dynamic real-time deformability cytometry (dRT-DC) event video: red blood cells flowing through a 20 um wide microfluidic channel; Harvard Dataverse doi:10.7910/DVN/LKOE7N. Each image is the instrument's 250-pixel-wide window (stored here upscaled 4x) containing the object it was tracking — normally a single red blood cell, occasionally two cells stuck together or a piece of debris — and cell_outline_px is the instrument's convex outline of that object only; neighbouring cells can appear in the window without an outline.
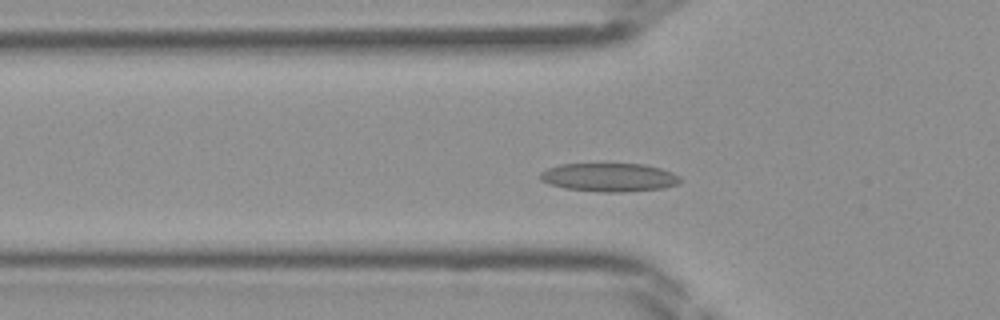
{"species": "Egyptian fruit bat (a non-hibernating species)", "species_latin": "Rousettus aegyptiacus", "temperature_condition": "room temperature", "stored_images_in_passage": 42, "camera_frame_rate_fps": 3000, "um_per_image_px": 0.085, "frame": {"image": 1, "passage_image": 12, "time_ms": 3.667, "image_size_px": [1000, 320], "cell_outline_px": [[680, 180], [676, 184], [664, 188], [624, 192], [604, 192], [564, 188], [548, 184], [540, 180], [540, 172], [548, 168], [560, 164], [644, 164], [660, 168], [672, 172], [680, 176]], "centroid_in_image_um": [51.76, 15.07], "position_along_channel_um": 74.0, "area_um2": 23.24}}
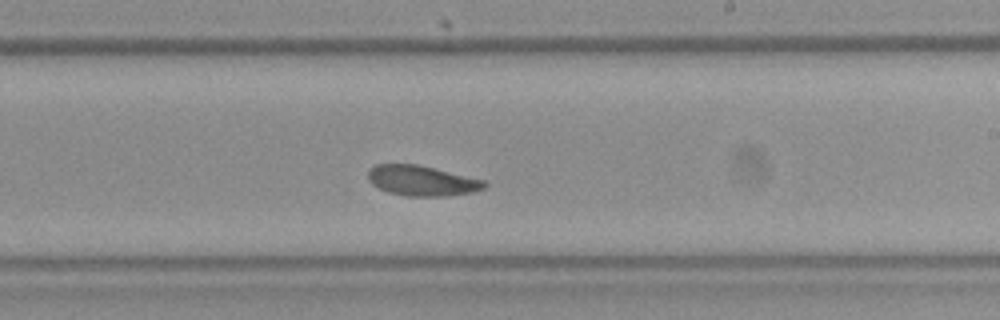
{"frame": {"image": 2, "passage_image": 24, "time_ms": 7.667, "image_size_px": [1000, 320], "cell_outline_px": [[488, 184], [484, 188], [472, 192], [444, 196], [408, 196], [388, 192], [372, 184], [368, 180], [368, 168], [376, 164], [416, 164], [484, 180]], "centroid_in_image_um": [35.82, 15.35], "position_along_channel_um": 253.2, "area_um2": 20.35}}
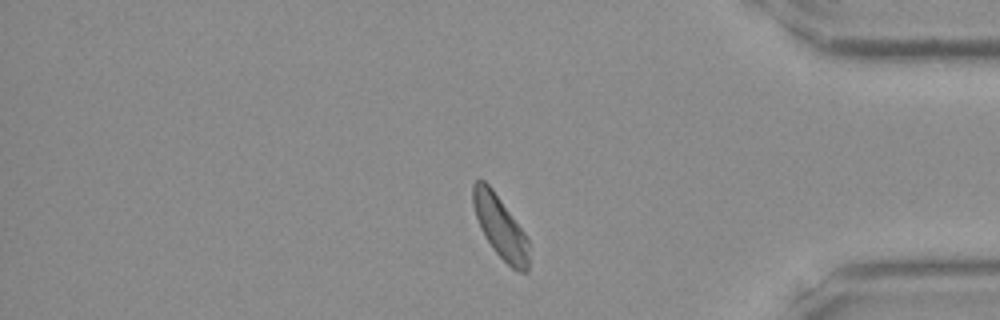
{"frame": {"image": 3, "passage_image": 35, "time_ms": 11.333, "image_size_px": [1000, 320], "cell_outline_px": [[528, 272], [520, 272], [512, 268], [492, 248], [480, 228], [472, 204], [472, 184], [476, 180], [484, 180], [492, 188], [524, 232], [528, 240]], "centroid_in_image_um": [42.5, 19.28], "position_along_channel_um": 392.7, "area_um2": 20.06}}